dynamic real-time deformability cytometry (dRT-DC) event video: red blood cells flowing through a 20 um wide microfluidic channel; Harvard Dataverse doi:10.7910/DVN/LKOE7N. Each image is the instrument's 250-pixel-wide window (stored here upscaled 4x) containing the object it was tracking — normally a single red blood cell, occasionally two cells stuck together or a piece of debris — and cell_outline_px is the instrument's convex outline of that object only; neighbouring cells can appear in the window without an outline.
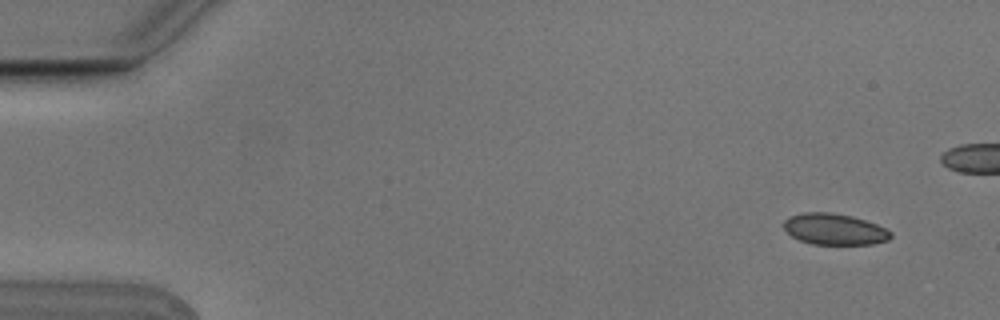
{"species": "Egyptian fruit bat (a non-hibernating species)", "species_latin": "Rousettus aegyptiacus", "temperature_condition": "cold", "stored_images_in_passage": 5, "camera_frame_rate_fps": 3000, "um_per_image_px": 0.085, "animal": {"sex": "male"}, "frame": {"image": 1, "passage_image": 1, "time_ms": 0.0, "image_size_px": [1000, 320], "cell_outline_px": [[892, 236], [888, 240], [872, 244], [812, 244], [800, 240], [792, 236], [780, 224], [788, 216], [804, 212], [832, 212], [852, 216], [876, 224], [892, 232]], "centroid_in_image_um": [70.89, 19.47], "position_along_channel_um": 14.1, "area_um2": 19.54}}
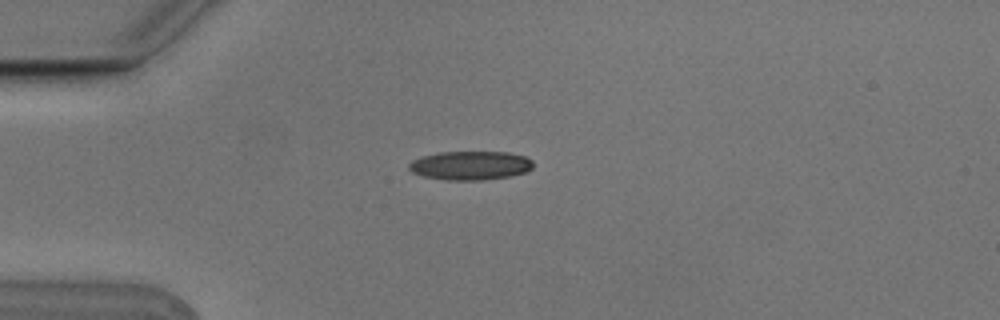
{"frame": {"image": 2, "passage_image": 5, "time_ms": 1.333, "image_size_px": [1000, 320], "cell_outline_px": [[532, 168], [528, 172], [508, 176], [480, 180], [448, 180], [424, 176], [412, 172], [408, 168], [408, 164], [412, 160], [424, 156], [440, 152], [508, 152], [524, 156], [532, 160]], "centroid_in_image_um": [39.99, 14.06], "position_along_channel_um": 45.0, "area_um2": 20.75}}